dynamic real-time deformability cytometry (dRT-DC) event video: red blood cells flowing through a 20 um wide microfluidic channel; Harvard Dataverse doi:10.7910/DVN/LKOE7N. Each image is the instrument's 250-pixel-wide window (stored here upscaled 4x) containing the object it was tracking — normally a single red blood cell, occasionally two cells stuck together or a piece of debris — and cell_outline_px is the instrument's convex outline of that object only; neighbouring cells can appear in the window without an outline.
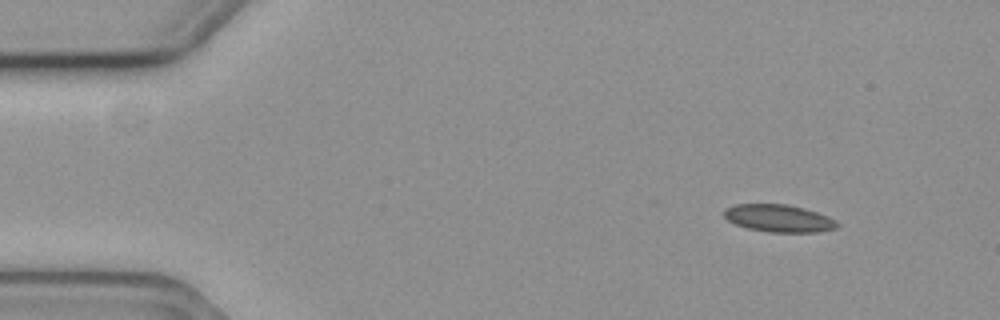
{"species": "common noctule bat (a hibernating species)", "species_latin": "Nyctalus noctula", "temperature_condition": "cold", "stored_images_in_passage": 3, "camera_frame_rate_fps": 3000, "um_per_image_px": 0.085, "animal": {"sex": "female", "body_mass_g": 19.3, "forearm_length_mm": 54.1}, "frame": {"image": 1, "passage_image": 1, "time_ms": 0.0, "image_size_px": [1000, 320], "cell_outline_px": [[840, 224], [836, 228], [820, 232], [768, 232], [748, 228], [736, 224], [728, 220], [724, 216], [724, 208], [736, 204], [788, 204], [804, 208], [828, 216], [836, 220]], "centroid_in_image_um": [66.22, 18.55], "position_along_channel_um": 18.8, "area_um2": 18.15}}